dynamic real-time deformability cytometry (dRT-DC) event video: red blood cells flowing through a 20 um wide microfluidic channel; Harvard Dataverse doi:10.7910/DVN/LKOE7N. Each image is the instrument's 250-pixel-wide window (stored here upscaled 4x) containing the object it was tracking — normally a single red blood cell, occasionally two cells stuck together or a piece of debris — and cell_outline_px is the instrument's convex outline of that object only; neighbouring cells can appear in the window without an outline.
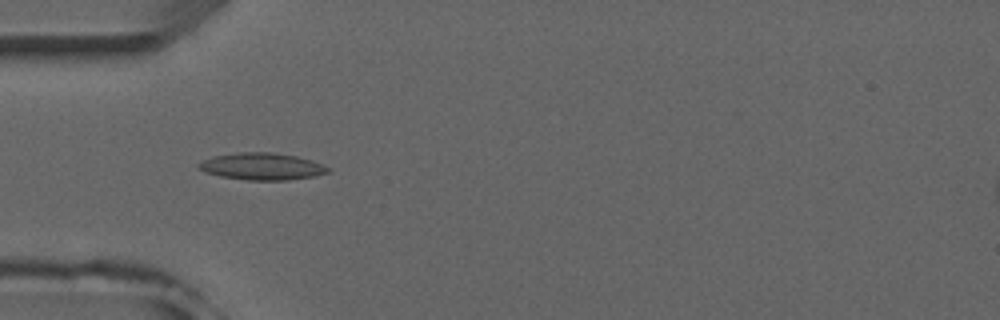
{"species": "common noctule bat (a hibernating species)", "species_latin": "Nyctalus noctula", "temperature_condition": "room temperature", "stored_images_in_passage": 51, "camera_frame_rate_fps": 3000, "um_per_image_px": 0.085, "animal": {"sex": "male", "forearm_length_mm": 52.5}, "frame": {"image": 1, "passage_image": 16, "time_ms": 5.0, "image_size_px": [1000, 320], "cell_outline_px": [[328, 172], [312, 176], [288, 180], [248, 180], [220, 176], [204, 172], [196, 164], [212, 156], [236, 152], [272, 152], [296, 156], [312, 160], [328, 168]], "centroid_in_image_um": [22.21, 14.14], "position_along_channel_um": 62.8, "area_um2": 20.17}}
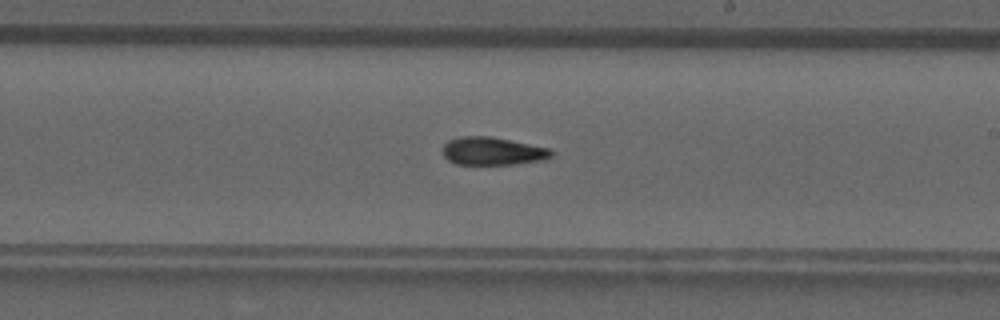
{"frame": {"image": 2, "passage_image": 30, "time_ms": 9.667, "image_size_px": [1000, 320], "cell_outline_px": [[552, 156], [544, 160], [512, 164], [456, 164], [448, 160], [444, 156], [440, 148], [448, 140], [460, 136], [488, 136], [548, 148], [552, 152]], "centroid_in_image_um": [41.79, 12.85], "position_along_channel_um": 247.2, "area_um2": 17.57}}
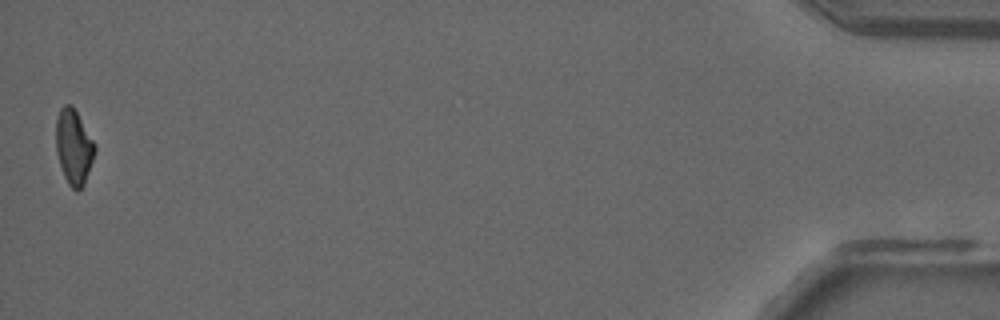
{"frame": {"image": 3, "passage_image": 51, "time_ms": 16.667, "image_size_px": [1000, 320], "cell_outline_px": [[96, 148], [84, 184], [76, 192], [68, 184], [64, 176], [56, 152], [56, 116], [60, 108], [64, 104], [72, 104], [96, 144]], "centroid_in_image_um": [6.26, 12.45], "position_along_channel_um": 428.9, "area_um2": 16.99}, "authors_computed_cell_mechanics": {"area_um2": 18.0336, "velocity_mm_per_s": 3.9873, "shape_relaxation_time_tau1_ms": null, "shape_relaxation_time_tau2_ms": 5.1882, "deformation_change_tau1": null, "deformation_change_tau2": 0.1304}}